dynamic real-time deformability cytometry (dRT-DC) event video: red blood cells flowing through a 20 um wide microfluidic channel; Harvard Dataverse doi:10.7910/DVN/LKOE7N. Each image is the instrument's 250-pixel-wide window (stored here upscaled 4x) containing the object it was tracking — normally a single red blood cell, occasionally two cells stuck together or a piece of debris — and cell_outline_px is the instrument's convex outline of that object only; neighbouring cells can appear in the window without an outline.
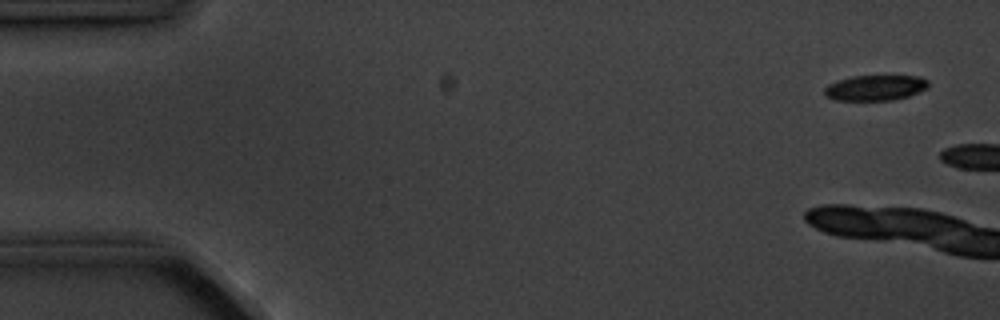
{"species": "common noctule bat (a hibernating species)", "species_latin": "Nyctalus noctula", "temperature_condition": "cold", "stored_images_in_passage": 16, "camera_frame_rate_fps": 3000, "um_per_image_px": 0.085, "animal": {"sex": "male", "body_mass_g": 20.1, "forearm_length_mm": 53.5}, "frame": {"image": 1, "passage_image": 1, "time_ms": 0.0, "image_size_px": [1000, 320], "cell_outline_px": [[928, 88], [908, 96], [892, 100], [836, 100], [824, 96], [824, 88], [828, 84], [836, 80], [852, 76], [920, 76], [928, 80]], "centroid_in_image_um": [74.37, 7.46], "position_along_channel_um": 10.6, "area_um2": 15.49}}